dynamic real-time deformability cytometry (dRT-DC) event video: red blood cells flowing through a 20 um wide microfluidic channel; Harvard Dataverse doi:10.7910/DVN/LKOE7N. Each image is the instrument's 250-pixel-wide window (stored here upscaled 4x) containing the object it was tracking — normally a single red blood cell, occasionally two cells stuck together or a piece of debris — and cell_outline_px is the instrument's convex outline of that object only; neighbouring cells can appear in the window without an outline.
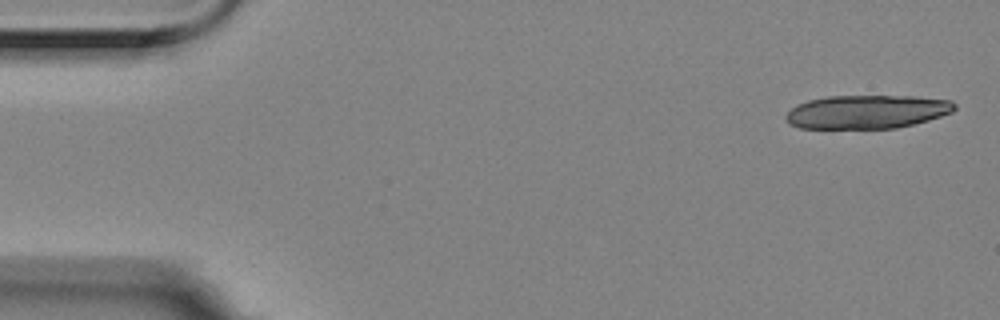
{"species": "Egyptian fruit bat (a non-hibernating species)", "species_latin": "Rousettus aegyptiacus", "temperature_condition": "room temperature", "stored_images_in_passage": 6, "camera_frame_rate_fps": 3000, "um_per_image_px": 0.085, "animal": {"sex": "female"}, "frame": {"image": 1, "passage_image": 1, "time_ms": 0.0, "image_size_px": [1000, 320], "cell_outline_px": [[956, 108], [952, 112], [928, 120], [896, 128], [800, 128], [788, 124], [784, 116], [796, 104], [808, 100], [828, 96], [912, 96], [952, 100], [956, 104]], "centroid_in_image_um": [73.67, 9.5], "position_along_channel_um": 11.3, "area_um2": 33.06}}